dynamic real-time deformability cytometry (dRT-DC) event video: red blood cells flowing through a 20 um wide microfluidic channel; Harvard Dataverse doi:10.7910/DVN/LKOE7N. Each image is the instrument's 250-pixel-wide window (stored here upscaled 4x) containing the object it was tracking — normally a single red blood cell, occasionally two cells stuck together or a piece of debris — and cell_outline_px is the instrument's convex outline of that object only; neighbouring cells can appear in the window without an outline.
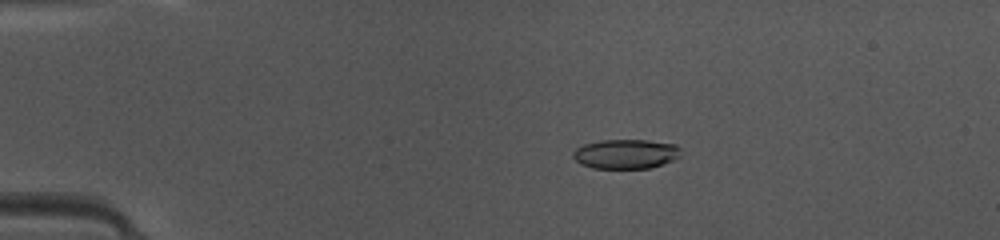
{"species": "common noctule bat (a hibernating species)", "species_latin": "Nyctalus noctula", "temperature_condition": "warm", "stored_images_in_passage": 48, "camera_frame_rate_fps": 3000, "um_per_image_px": 0.085, "animal": {"sex": "female", "body_mass_g": 10.0, "forearm_length_mm": 53.1}, "frame": {"image": 1, "passage_image": 10, "time_ms": 3.0, "image_size_px": [1000, 240], "cell_outline_px": [[680, 156], [672, 160], [652, 168], [592, 168], [580, 164], [572, 156], [572, 152], [576, 148], [584, 144], [600, 140], [648, 140], [676, 144], [680, 148]], "centroid_in_image_um": [53.18, 13.08], "position_along_channel_um": 31.8, "area_um2": 18.61}}
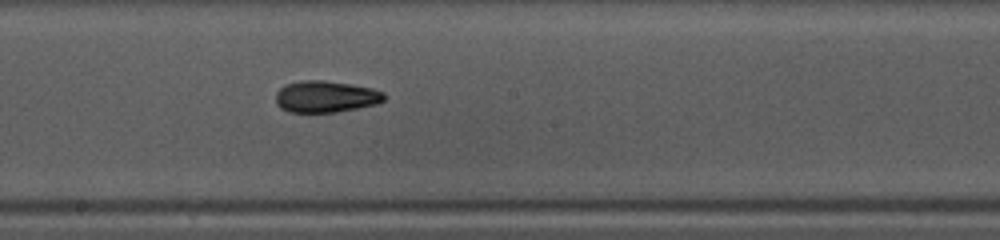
{"frame": {"image": 2, "passage_image": 27, "time_ms": 8.667, "image_size_px": [1000, 240], "cell_outline_px": [[384, 100], [376, 104], [336, 112], [288, 112], [280, 108], [276, 104], [276, 92], [284, 84], [300, 80], [324, 80], [372, 88], [384, 92]], "centroid_in_image_um": [27.64, 8.21], "position_along_channel_um": 220.6, "area_um2": 20.0}}
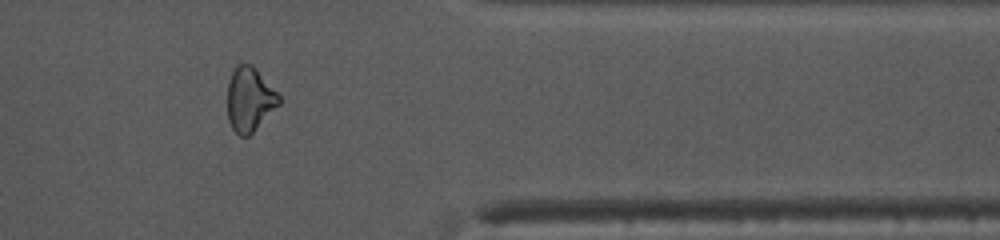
{"frame": {"image": 3, "passage_image": 40, "time_ms": 13.0, "image_size_px": [1000, 240], "cell_outline_px": [[280, 104], [248, 136], [240, 136], [232, 128], [228, 120], [228, 84], [232, 72], [236, 64], [252, 64], [280, 96]], "centroid_in_image_um": [21.21, 8.44], "position_along_channel_um": 390.2, "area_um2": 19.02}, "authors_computed_cell_mechanics": {"area_um2": 19.4786, "velocity_mm_per_s": 4.1863, "shape_relaxation_time_tau1_ms": 4.464, "shape_relaxation_time_tau2_ms": 1.9699, "deformation_change_tau1": 0.1606, "deformation_change_tau2": 0.0774}}